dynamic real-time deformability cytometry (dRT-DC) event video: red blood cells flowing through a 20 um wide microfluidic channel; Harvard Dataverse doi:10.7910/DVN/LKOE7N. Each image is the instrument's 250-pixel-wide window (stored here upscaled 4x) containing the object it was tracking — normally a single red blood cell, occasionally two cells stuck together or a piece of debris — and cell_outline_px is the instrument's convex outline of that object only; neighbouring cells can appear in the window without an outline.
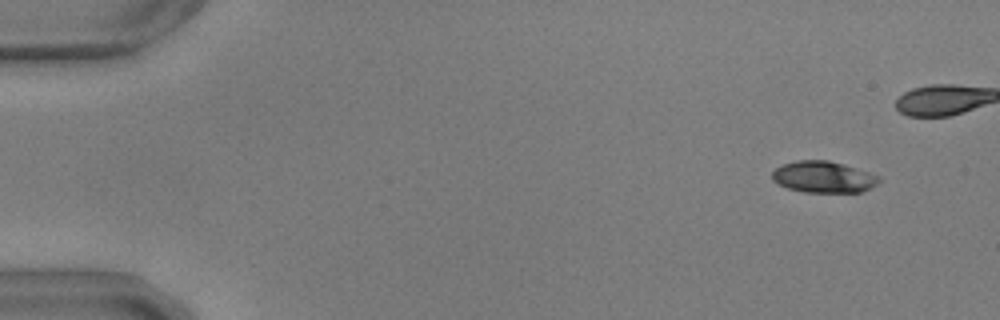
{"species": "common noctule bat (a hibernating species)", "species_latin": "Nyctalus noctula", "temperature_condition": "warm", "stored_images_in_passage": 42, "camera_frame_rate_fps": 3000, "um_per_image_px": 0.085, "animal": {"sex": "male", "body_mass_g": 17.9, "forearm_length_mm": 54.2}, "frame": {"image": 1, "passage_image": 1, "time_ms": 0.0, "image_size_px": [1000, 320], "cell_outline_px": [[880, 180], [876, 184], [860, 192], [804, 192], [788, 188], [772, 180], [772, 172], [776, 168], [784, 164], [796, 160], [828, 160], [844, 164], [880, 176]], "centroid_in_image_um": [69.98, 15.03], "position_along_channel_um": 15.0, "area_um2": 19.42}}
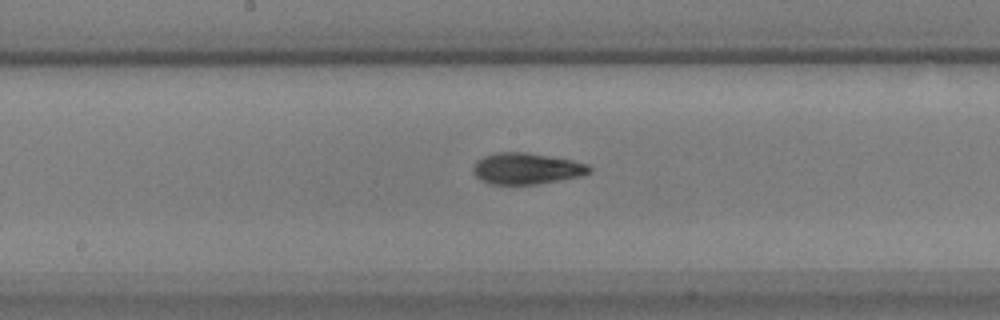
{"frame": {"image": 2, "passage_image": 26, "time_ms": 8.333, "image_size_px": [1000, 320], "cell_outline_px": [[592, 172], [580, 176], [540, 184], [492, 184], [480, 180], [472, 172], [472, 168], [476, 160], [484, 156], [496, 152], [524, 152], [572, 160], [588, 164], [592, 168]], "centroid_in_image_um": [44.74, 14.33], "position_along_channel_um": 203.5, "area_um2": 21.27}}
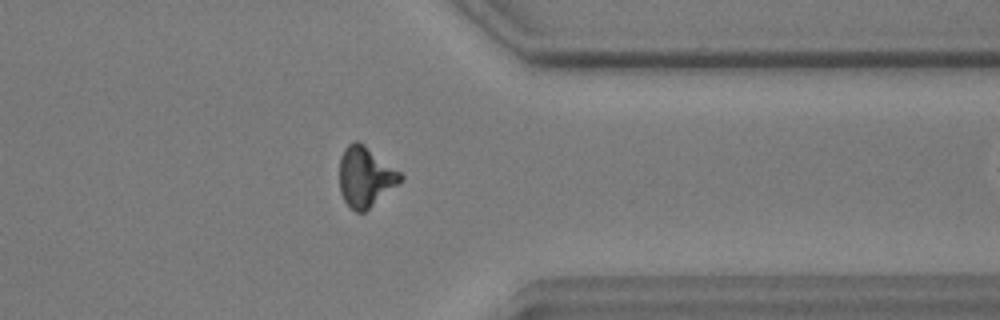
{"frame": {"image": 3, "passage_image": 41, "time_ms": 13.333, "image_size_px": [1000, 320], "cell_outline_px": [[404, 180], [364, 212], [356, 212], [344, 200], [340, 192], [340, 156], [344, 148], [348, 144], [356, 140], [364, 144], [400, 172], [404, 176]], "centroid_in_image_um": [31.06, 15.02], "position_along_channel_um": 380.3, "area_um2": 21.27}}